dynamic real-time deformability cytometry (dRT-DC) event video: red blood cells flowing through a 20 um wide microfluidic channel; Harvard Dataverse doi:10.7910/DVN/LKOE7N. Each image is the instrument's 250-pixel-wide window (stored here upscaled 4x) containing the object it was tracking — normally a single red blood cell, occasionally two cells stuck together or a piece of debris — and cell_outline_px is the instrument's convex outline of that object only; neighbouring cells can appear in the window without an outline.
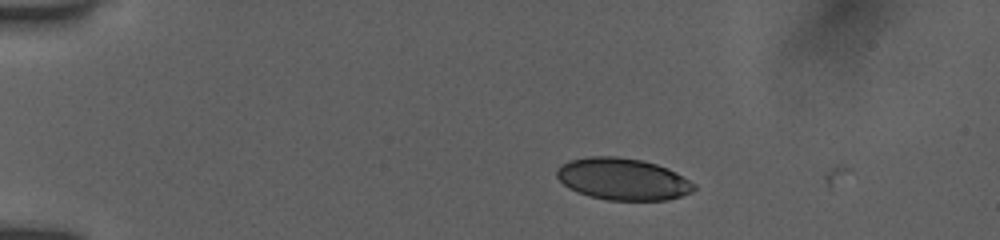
{"species": "human", "species_latin": "Homo sapiens", "temperature_condition": "room temperature", "stored_images_in_passage": 3, "camera_frame_rate_fps": 3000, "um_per_image_px": 0.085, "donor": {"sex": "female"}, "frame": {"image": 1, "passage_image": 2, "time_ms": 0.333, "image_size_px": [1000, 240], "cell_outline_px": [[696, 188], [692, 192], [668, 200], [608, 200], [588, 196], [576, 192], [568, 188], [556, 176], [556, 172], [568, 160], [588, 156], [616, 156], [644, 160], [668, 168], [676, 172], [696, 184]], "centroid_in_image_um": [52.95, 15.22], "position_along_channel_um": 32.0, "area_um2": 33.64}}